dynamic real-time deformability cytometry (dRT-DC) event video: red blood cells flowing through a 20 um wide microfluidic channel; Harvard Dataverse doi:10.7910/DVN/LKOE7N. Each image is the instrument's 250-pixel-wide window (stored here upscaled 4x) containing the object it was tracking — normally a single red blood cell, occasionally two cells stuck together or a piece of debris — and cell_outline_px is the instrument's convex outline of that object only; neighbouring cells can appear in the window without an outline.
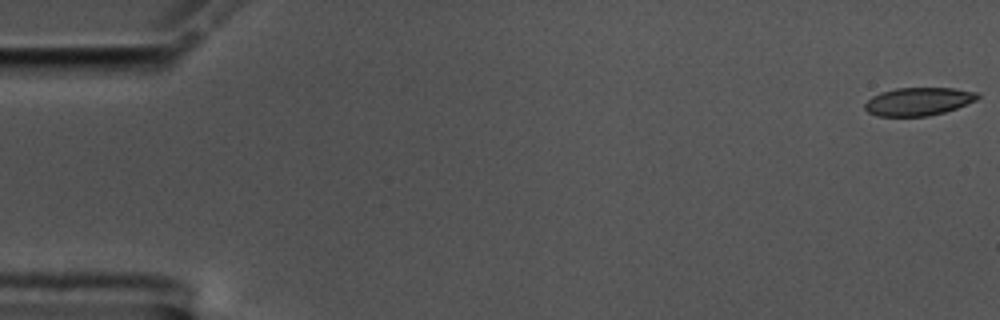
{"species": "common noctule bat (a hibernating species)", "species_latin": "Nyctalus noctula", "temperature_condition": "cold", "stored_images_in_passage": 31, "camera_frame_rate_fps": 3000, "um_per_image_px": 0.085, "animal": {"sex": "male", "body_mass_g": 17.5, "forearm_length_mm": 52.3}, "frame": {"image": 1, "passage_image": 1, "time_ms": 0.0, "image_size_px": [1000, 320], "cell_outline_px": [[980, 96], [976, 100], [956, 108], [944, 112], [928, 116], [876, 116], [868, 112], [864, 108], [864, 104], [872, 96], [880, 92], [896, 88], [952, 88], [976, 92]], "centroid_in_image_um": [78.03, 8.63], "position_along_channel_um": 7.0, "area_um2": 18.38}}
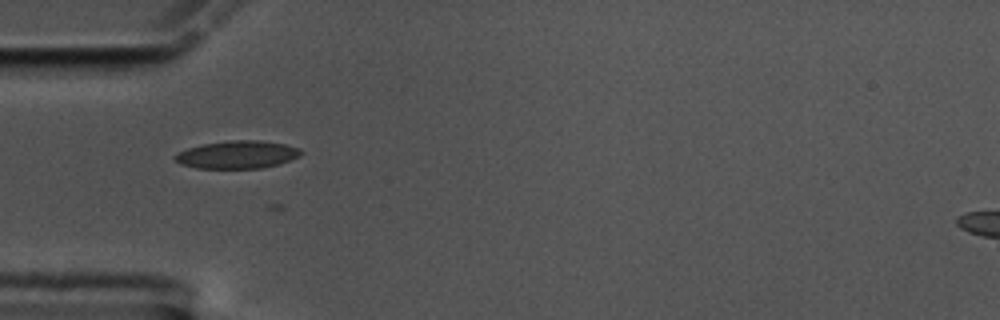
{"frame": {"image": 2, "passage_image": 18, "time_ms": 5.667, "image_size_px": [1000, 320], "cell_outline_px": [[304, 152], [300, 156], [280, 164], [260, 168], [196, 168], [180, 164], [172, 156], [188, 148], [204, 144], [228, 140], [260, 140], [284, 144], [300, 148]], "centroid_in_image_um": [20.2, 13.14], "position_along_channel_um": 64.8, "area_um2": 20.4}}